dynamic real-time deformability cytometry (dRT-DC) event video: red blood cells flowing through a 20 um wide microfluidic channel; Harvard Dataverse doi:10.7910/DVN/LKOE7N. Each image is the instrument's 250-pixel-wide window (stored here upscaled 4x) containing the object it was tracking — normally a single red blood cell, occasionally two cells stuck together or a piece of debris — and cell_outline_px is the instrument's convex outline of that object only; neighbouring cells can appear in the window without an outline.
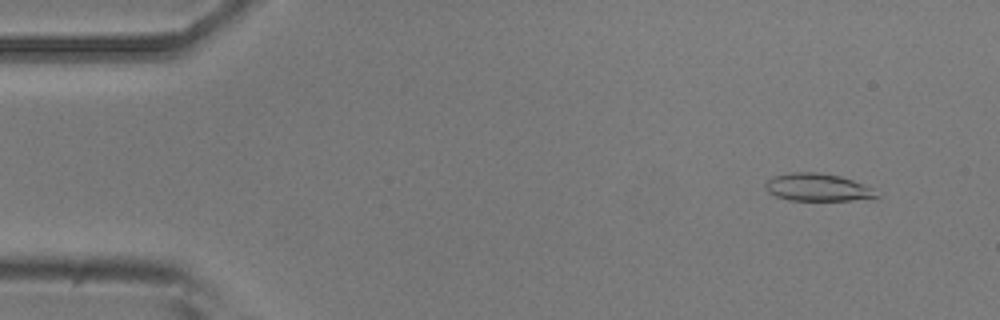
{"species": "common noctule bat (a hibernating species)", "species_latin": "Nyctalus noctula", "temperature_condition": "room temperature", "stored_images_in_passage": 5, "camera_frame_rate_fps": 3000, "um_per_image_px": 0.085, "animal": {"sex": "male", "body_mass_g": 20.5, "forearm_length_mm": 52.5}, "frame": {"image": 1, "passage_image": 2, "time_ms": 1.0, "image_size_px": [1000, 320], "cell_outline_px": [[880, 196], [852, 200], [788, 200], [776, 196], [768, 192], [764, 188], [764, 184], [772, 176], [792, 172], [816, 172], [840, 176], [852, 180], [872, 188]], "centroid_in_image_um": [69.43, 15.92], "position_along_channel_um": 15.6, "area_um2": 17.74}}
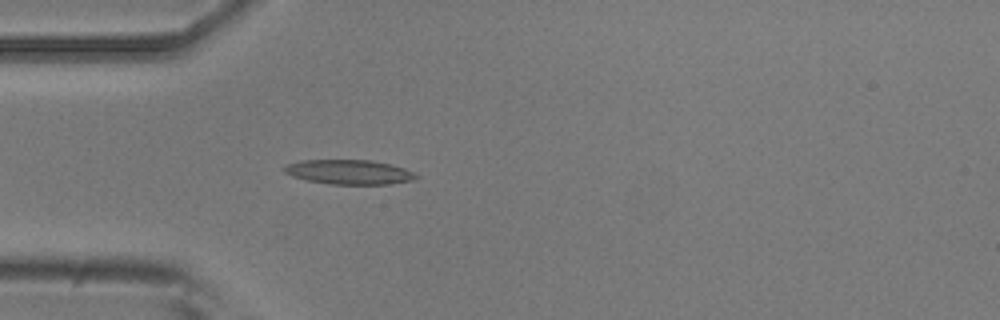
{"frame": {"image": 2, "passage_image": 5, "time_ms": 4.667, "image_size_px": [1000, 320], "cell_outline_px": [[420, 176], [412, 180], [388, 184], [328, 184], [308, 180], [292, 176], [284, 172], [284, 168], [288, 164], [300, 160], [372, 160], [404, 168]], "centroid_in_image_um": [29.66, 14.62], "position_along_channel_um": 55.3, "area_um2": 18.67}}